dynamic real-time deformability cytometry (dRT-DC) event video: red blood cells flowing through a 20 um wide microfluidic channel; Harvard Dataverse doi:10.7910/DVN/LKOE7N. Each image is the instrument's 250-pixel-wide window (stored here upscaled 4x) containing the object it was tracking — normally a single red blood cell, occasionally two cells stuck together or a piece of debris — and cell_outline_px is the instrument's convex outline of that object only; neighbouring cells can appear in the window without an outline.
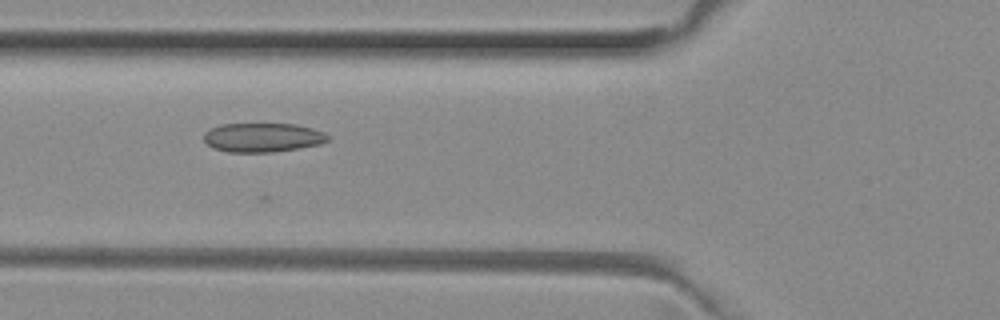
{"species": "common noctule bat (a hibernating species)", "species_latin": "Nyctalus noctula", "temperature_condition": "room temperature", "stored_images_in_passage": 16, "camera_frame_rate_fps": 3000, "um_per_image_px": 0.085, "animal": {"sex": "female", "body_mass_g": 29.2, "forearm_length_mm": 56.3}, "frame": {"image": 1, "passage_image": 6, "time_ms": 1.667, "image_size_px": [1000, 320], "cell_outline_px": [[328, 140], [320, 144], [272, 152], [228, 152], [212, 148], [204, 140], [204, 132], [220, 124], [296, 124], [312, 128], [324, 132], [328, 136]], "centroid_in_image_um": [22.3, 11.68], "position_along_channel_um": 103.5, "area_um2": 20.92}}
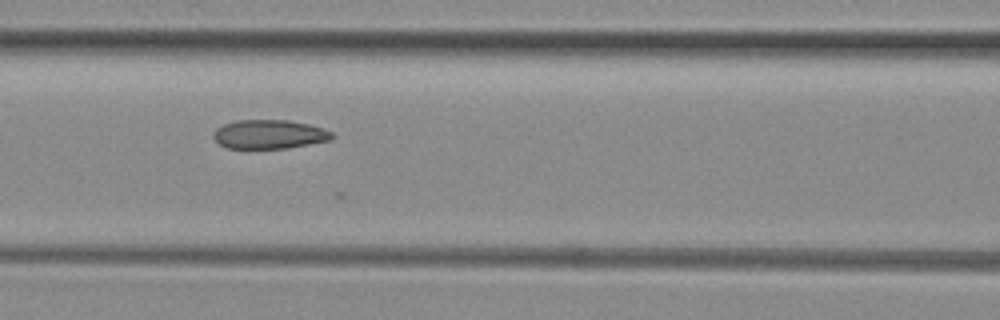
{"frame": {"image": 2, "passage_image": 9, "time_ms": 2.667, "image_size_px": [1000, 320], "cell_outline_px": [[336, 136], [332, 140], [288, 148], [228, 148], [220, 144], [212, 136], [212, 132], [216, 128], [224, 124], [236, 120], [288, 120], [308, 124], [324, 128], [332, 132]], "centroid_in_image_um": [22.92, 11.41], "position_along_channel_um": 143.7, "area_um2": 20.17}}
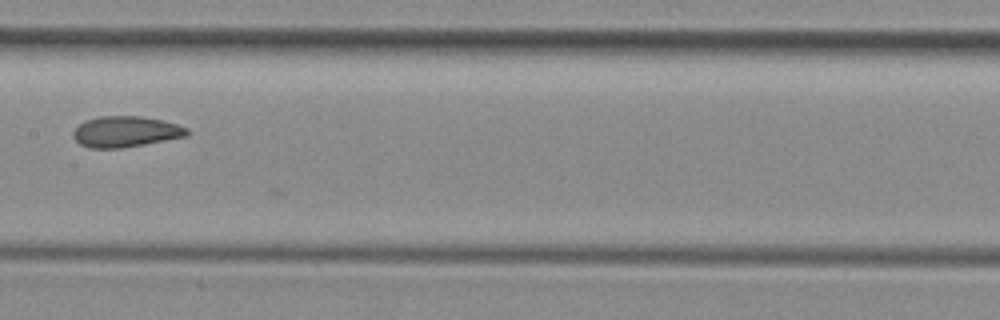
{"frame": {"image": 3, "passage_image": 13, "time_ms": 4.0, "image_size_px": [1000, 320], "cell_outline_px": [[188, 136], [144, 144], [120, 148], [88, 148], [80, 144], [72, 136], [72, 132], [84, 120], [100, 116], [140, 116], [160, 120], [176, 124], [188, 128]], "centroid_in_image_um": [10.65, 11.19], "position_along_channel_um": 196.7, "area_um2": 20.4}}